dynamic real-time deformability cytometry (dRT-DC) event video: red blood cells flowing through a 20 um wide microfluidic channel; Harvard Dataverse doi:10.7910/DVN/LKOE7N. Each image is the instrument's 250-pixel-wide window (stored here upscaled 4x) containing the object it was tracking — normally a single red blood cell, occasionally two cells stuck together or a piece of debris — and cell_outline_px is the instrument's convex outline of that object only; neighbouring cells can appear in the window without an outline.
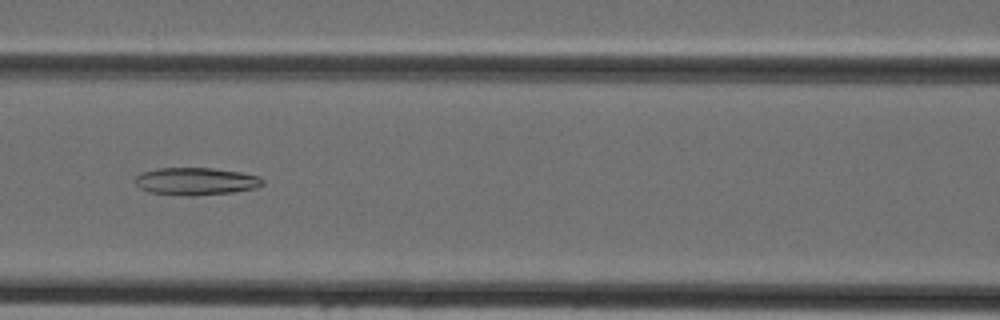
{"species": "Egyptian fruit bat (a non-hibernating species)", "species_latin": "Rousettus aegyptiacus", "temperature_condition": "cold", "stored_images_in_passage": 44, "camera_frame_rate_fps": 3000, "um_per_image_px": 0.085, "animal": {"sex": "female"}, "frame": {"image": 1, "passage_image": 19, "time_ms": 6.0, "image_size_px": [1000, 320], "cell_outline_px": [[264, 184], [256, 188], [232, 192], [196, 196], [188, 196], [148, 192], [140, 188], [132, 180], [140, 172], [160, 168], [212, 168], [240, 172], [260, 176], [264, 180]], "centroid_in_image_um": [16.64, 15.41], "position_along_channel_um": 150.0, "area_um2": 20.63}}
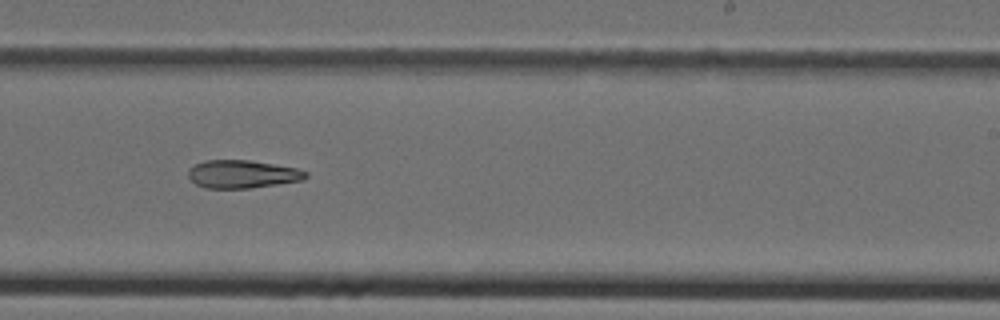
{"frame": {"image": 2, "passage_image": 27, "time_ms": 8.667, "image_size_px": [1000, 320], "cell_outline_px": [[308, 176], [304, 180], [248, 188], [204, 188], [196, 184], [188, 176], [188, 168], [204, 160], [248, 160], [296, 168], [308, 172]], "centroid_in_image_um": [20.58, 14.8], "position_along_channel_um": 268.4, "area_um2": 19.07}}
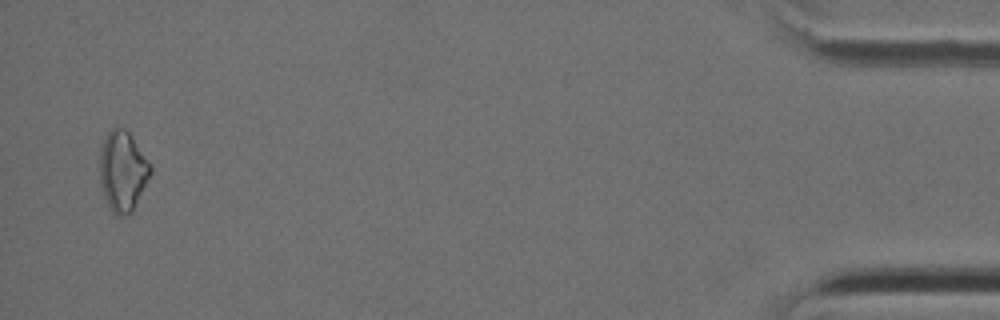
{"frame": {"image": 3, "passage_image": 43, "time_ms": 14.0, "image_size_px": [1000, 320], "cell_outline_px": [[152, 172], [132, 212], [128, 216], [116, 216], [108, 204], [100, 188], [100, 148], [108, 132], [112, 128], [124, 128], [128, 132], [152, 168]], "centroid_in_image_um": [10.41, 14.59], "position_along_channel_um": 424.8, "area_um2": 23.41}}